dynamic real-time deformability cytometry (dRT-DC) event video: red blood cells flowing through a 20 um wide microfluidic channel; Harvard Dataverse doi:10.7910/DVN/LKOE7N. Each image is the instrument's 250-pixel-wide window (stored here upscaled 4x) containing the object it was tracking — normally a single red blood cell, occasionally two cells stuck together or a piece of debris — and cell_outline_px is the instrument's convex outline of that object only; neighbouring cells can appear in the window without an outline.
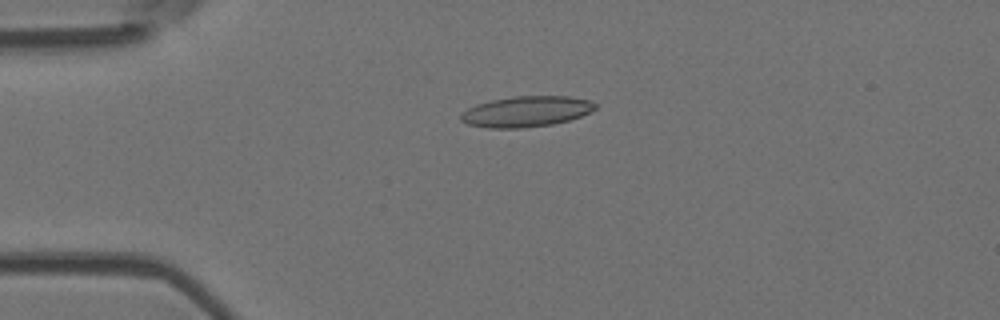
{"species": "Egyptian fruit bat (a non-hibernating species)", "species_latin": "Rousettus aegyptiacus", "temperature_condition": "room temperature", "stored_images_in_passage": 6, "camera_frame_rate_fps": 3000, "um_per_image_px": 0.085, "animal": {"sex": "female"}, "frame": {"image": 1, "passage_image": 1, "time_ms": 0.0, "image_size_px": [1000, 320], "cell_outline_px": [[596, 108], [580, 116], [568, 120], [552, 124], [520, 128], [488, 128], [468, 124], [460, 120], [460, 116], [468, 108], [476, 104], [492, 100], [512, 96], [568, 96], [592, 100], [596, 104]], "centroid_in_image_um": [44.73, 9.47], "position_along_channel_um": 40.3, "area_um2": 23.93}}
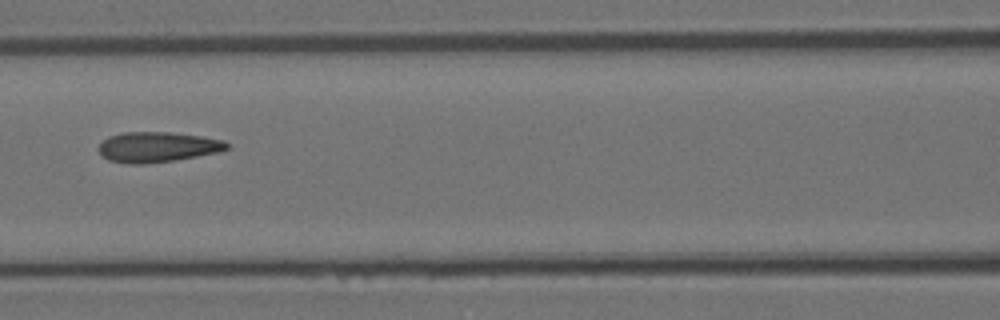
{"frame": {"image": 2, "passage_image": 4, "time_ms": 3.667, "image_size_px": [1000, 320], "cell_outline_px": [[228, 148], [220, 152], [172, 160], [140, 164], [132, 164], [108, 160], [100, 152], [100, 144], [108, 136], [120, 132], [168, 132], [200, 136], [224, 140], [228, 144]], "centroid_in_image_um": [13.38, 12.48], "position_along_channel_um": 153.2, "area_um2": 22.31}}
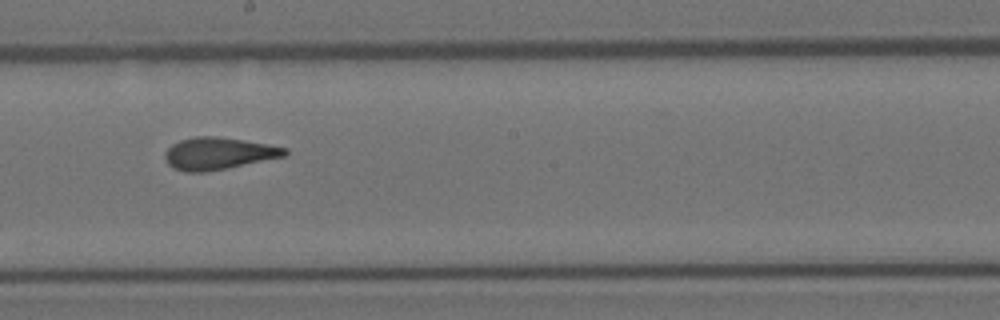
{"frame": {"image": 3, "passage_image": 6, "time_ms": 5.667, "image_size_px": [1000, 320], "cell_outline_px": [[288, 152], [284, 156], [228, 168], [204, 172], [184, 172], [172, 168], [168, 164], [164, 156], [164, 152], [172, 144], [180, 140], [196, 136], [216, 136], [288, 148]], "centroid_in_image_um": [18.5, 13.05], "position_along_channel_um": 229.7, "area_um2": 22.25}}